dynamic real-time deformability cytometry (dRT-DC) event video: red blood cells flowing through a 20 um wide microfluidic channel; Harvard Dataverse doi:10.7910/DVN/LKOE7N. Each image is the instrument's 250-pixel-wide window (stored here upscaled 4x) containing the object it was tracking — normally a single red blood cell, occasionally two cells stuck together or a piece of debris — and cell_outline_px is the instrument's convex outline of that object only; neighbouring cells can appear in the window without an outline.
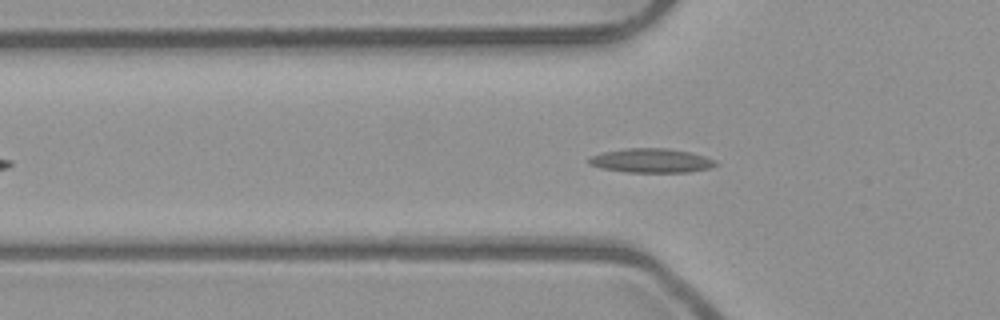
{"species": "common noctule bat (a hibernating species)", "species_latin": "Nyctalus noctula", "temperature_condition": "room temperature", "stored_images_in_passage": 43, "camera_frame_rate_fps": 3000, "um_per_image_px": 0.085, "animal": {"sex": "male", "body_mass_g": 23.1, "forearm_length_mm": 52.7}, "frame": {"image": 1, "passage_image": 12, "time_ms": 3.667, "image_size_px": [1000, 320], "cell_outline_px": [[720, 164], [708, 168], [688, 172], [624, 172], [600, 168], [588, 164], [588, 156], [604, 152], [624, 148], [668, 148], [692, 152], [716, 160]], "centroid_in_image_um": [55.34, 13.64], "position_along_channel_um": 70.5, "area_um2": 18.09}}
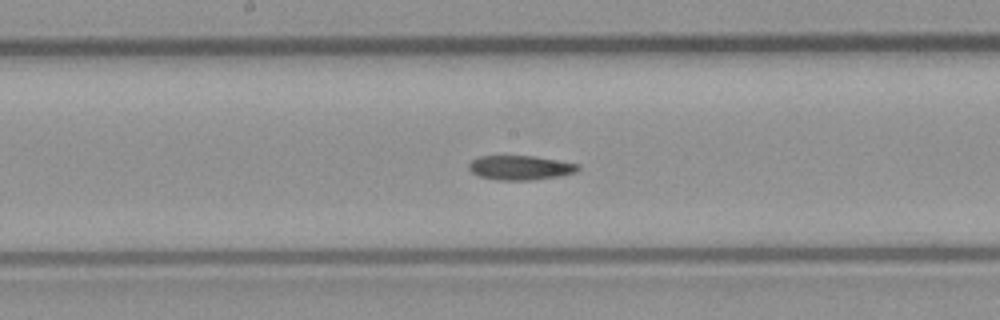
{"frame": {"image": 2, "passage_image": 22, "time_ms": 7.0, "image_size_px": [1000, 320], "cell_outline_px": [[580, 168], [576, 172], [560, 176], [532, 180], [496, 180], [480, 176], [472, 172], [468, 168], [468, 164], [472, 160], [480, 156], [536, 156], [580, 164]], "centroid_in_image_um": [44.25, 14.25], "position_along_channel_um": 204.0, "area_um2": 15.61}}
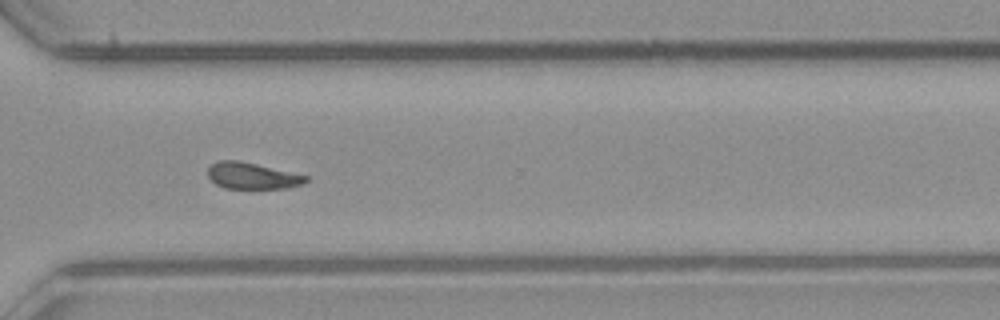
{"frame": {"image": 3, "passage_image": 33, "time_ms": 10.667, "image_size_px": [1000, 320], "cell_outline_px": [[308, 180], [304, 184], [288, 188], [224, 188], [216, 184], [208, 176], [208, 168], [212, 164], [220, 160], [236, 160], [256, 164], [308, 176]], "centroid_in_image_um": [21.44, 14.95], "position_along_channel_um": 349.2, "area_um2": 14.91}}